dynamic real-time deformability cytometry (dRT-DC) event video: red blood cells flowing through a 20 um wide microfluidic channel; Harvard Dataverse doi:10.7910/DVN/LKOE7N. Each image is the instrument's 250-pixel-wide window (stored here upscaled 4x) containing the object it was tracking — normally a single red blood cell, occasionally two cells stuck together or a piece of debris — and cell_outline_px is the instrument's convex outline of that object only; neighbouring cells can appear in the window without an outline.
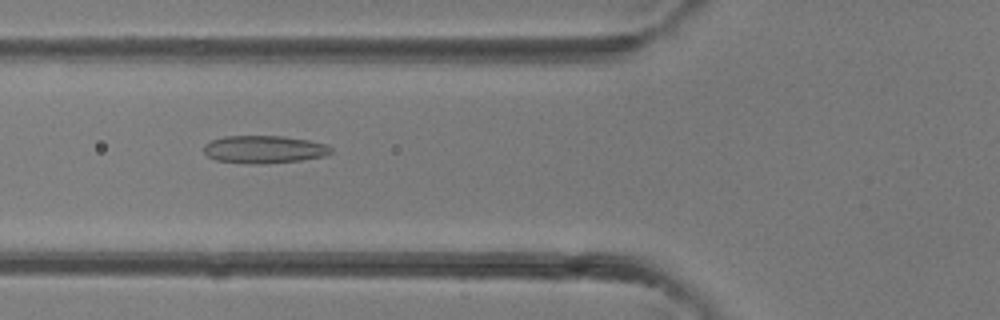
{"species": "common noctule bat (a hibernating species)", "species_latin": "Nyctalus noctula", "temperature_condition": "room temperature", "stored_images_in_passage": 34, "camera_frame_rate_fps": 3000, "um_per_image_px": 0.085, "animal": {"sex": "female"}, "frame": {"image": 1, "passage_image": 10, "time_ms": 3.0, "image_size_px": [1000, 320], "cell_outline_px": [[332, 152], [324, 156], [300, 160], [264, 164], [252, 164], [216, 160], [208, 156], [204, 152], [204, 144], [212, 140], [224, 136], [284, 136], [308, 140], [328, 144], [332, 148]], "centroid_in_image_um": [22.46, 12.69], "position_along_channel_um": 103.3, "area_um2": 20.58}}
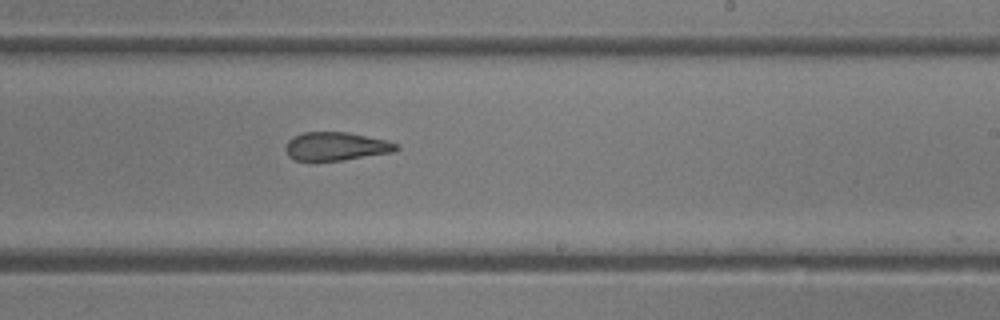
{"frame": {"image": 2, "passage_image": 19, "time_ms": 6.0, "image_size_px": [1000, 320], "cell_outline_px": [[400, 148], [396, 152], [344, 160], [296, 160], [288, 156], [284, 148], [288, 140], [292, 136], [304, 132], [348, 132], [388, 140], [400, 144]], "centroid_in_image_um": [28.62, 12.43], "position_along_channel_um": 260.4, "area_um2": 18.61}}
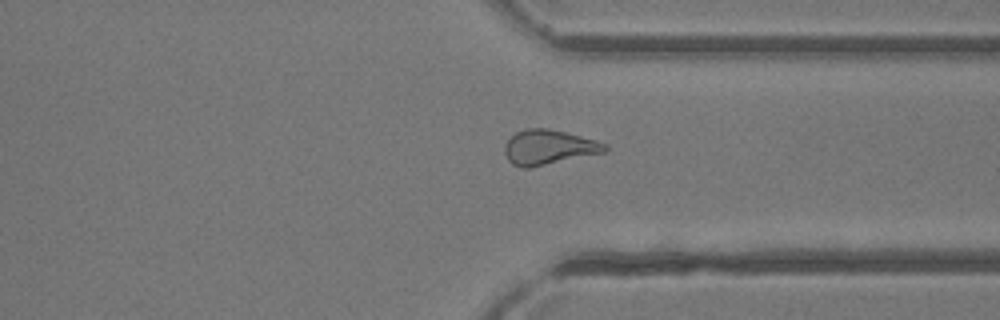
{"frame": {"image": 3, "passage_image": 25, "time_ms": 8.0, "image_size_px": [1000, 320], "cell_outline_px": [[608, 148], [604, 152], [528, 168], [524, 168], [512, 164], [508, 160], [504, 152], [504, 144], [516, 132], [528, 128], [548, 128], [596, 140], [608, 144]], "centroid_in_image_um": [46.62, 12.51], "position_along_channel_um": 364.8, "area_um2": 20.11}}